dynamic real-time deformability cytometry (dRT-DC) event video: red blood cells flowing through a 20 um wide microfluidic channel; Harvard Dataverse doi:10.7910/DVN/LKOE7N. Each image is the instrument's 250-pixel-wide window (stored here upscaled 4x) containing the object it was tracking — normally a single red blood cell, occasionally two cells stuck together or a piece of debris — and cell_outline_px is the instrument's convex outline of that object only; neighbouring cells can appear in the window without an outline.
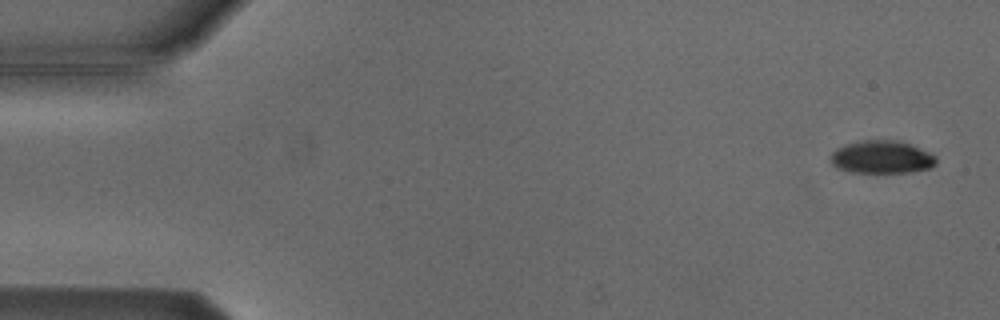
{"species": "Egyptian fruit bat (a non-hibernating species)", "species_latin": "Rousettus aegyptiacus", "temperature_condition": "cold", "stored_images_in_passage": 4, "camera_frame_rate_fps": 3000, "um_per_image_px": 0.085, "animal": {"sex": "male"}, "frame": {"image": 1, "passage_image": 1, "time_ms": 0.0, "image_size_px": [1000, 320], "cell_outline_px": [[936, 164], [928, 168], [908, 172], [852, 172], [836, 168], [832, 164], [832, 152], [836, 148], [844, 144], [864, 140], [900, 140], [912, 144], [936, 156]], "centroid_in_image_um": [74.94, 13.34], "position_along_channel_um": 10.1, "area_um2": 20.17}}